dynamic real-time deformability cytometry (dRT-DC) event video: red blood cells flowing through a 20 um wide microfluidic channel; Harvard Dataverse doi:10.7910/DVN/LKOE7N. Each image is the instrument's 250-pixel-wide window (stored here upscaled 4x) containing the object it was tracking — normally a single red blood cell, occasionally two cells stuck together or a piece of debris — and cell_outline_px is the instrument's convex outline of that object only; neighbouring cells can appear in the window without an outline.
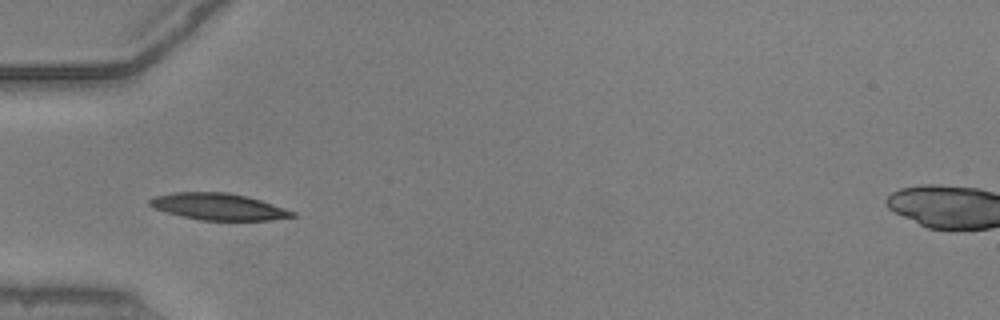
{"species": "common noctule bat (a hibernating species)", "species_latin": "Nyctalus noctula", "temperature_condition": "warm", "stored_images_in_passage": 36, "camera_frame_rate_fps": 3000, "um_per_image_px": 0.085, "animal": {"sex": "male", "body_mass_g": 20.5, "forearm_length_mm": 52.5}, "frame": {"image": 1, "passage_image": 1, "time_ms": 0.0, "image_size_px": [1000, 320], "cell_outline_px": [[296, 216], [272, 220], [200, 220], [168, 212], [156, 208], [148, 204], [148, 200], [156, 196], [176, 192], [228, 192], [248, 196], [296, 212]], "centroid_in_image_um": [18.61, 17.56], "position_along_channel_um": 66.4, "area_um2": 21.91}}
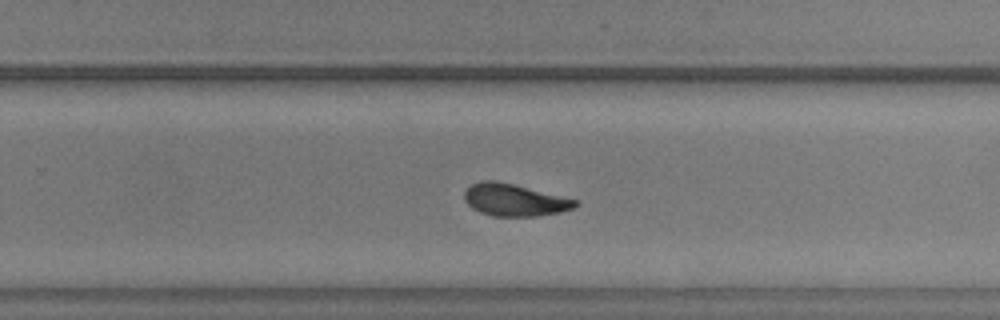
{"frame": {"image": 2, "passage_image": 18, "time_ms": 5.667, "image_size_px": [1000, 320], "cell_outline_px": [[580, 204], [572, 208], [560, 212], [536, 216], [492, 216], [480, 212], [472, 208], [464, 200], [464, 192], [472, 184], [480, 180], [496, 180], [580, 200]], "centroid_in_image_um": [43.74, 16.99], "position_along_channel_um": 286.1, "area_um2": 20.87}}
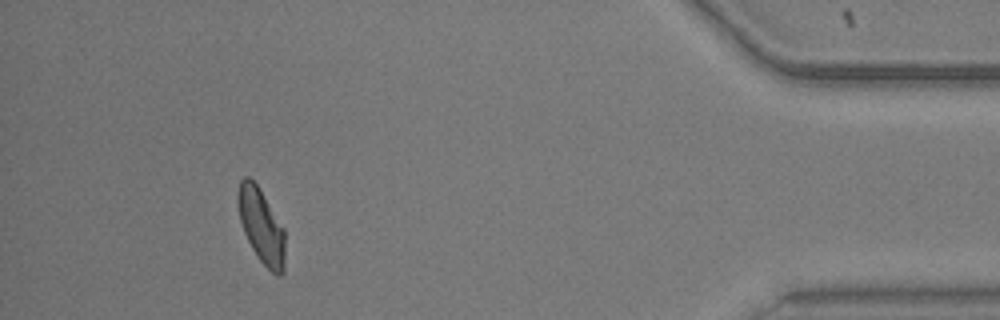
{"frame": {"image": 3, "passage_image": 32, "time_ms": 10.333, "image_size_px": [1000, 320], "cell_outline_px": [[284, 272], [280, 276], [276, 276], [256, 256], [244, 232], [240, 220], [236, 196], [236, 192], [240, 180], [244, 176], [248, 176], [256, 184], [284, 228]], "centroid_in_image_um": [22.19, 19.2], "position_along_channel_um": 413.0, "area_um2": 20.35}, "authors_computed_cell_mechanics": {"area_um2": 21.2704, "velocity_mm_per_s": 3.8901, "shape_relaxation_time_tau1_ms": 2.9368, "shape_relaxation_time_tau2_ms": 2.5334, "deformation_change_tau1": 0.1414, "deformation_change_tau2": 0.0708}}